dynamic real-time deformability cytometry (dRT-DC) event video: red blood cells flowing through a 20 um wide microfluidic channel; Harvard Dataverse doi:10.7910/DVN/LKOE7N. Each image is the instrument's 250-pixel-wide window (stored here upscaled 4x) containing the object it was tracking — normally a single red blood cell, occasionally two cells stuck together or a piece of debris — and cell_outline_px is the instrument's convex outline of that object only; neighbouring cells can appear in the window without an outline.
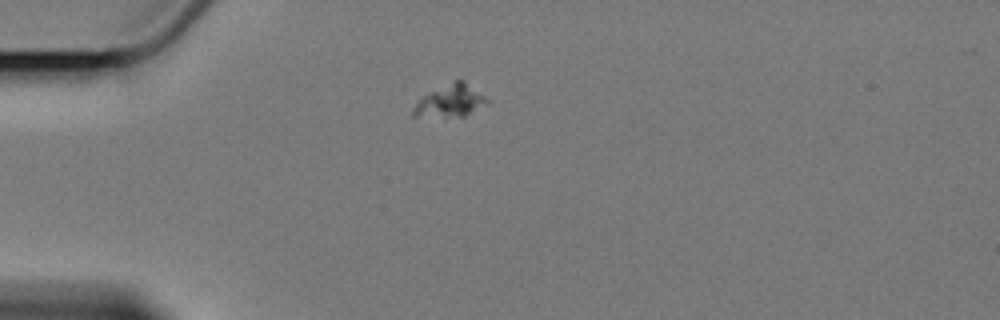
{"species": "Egyptian fruit bat (a non-hibernating species)", "species_latin": "Rousettus aegyptiacus", "temperature_condition": "cold", "stored_images_in_passage": 3, "camera_frame_rate_fps": 3000, "um_per_image_px": 0.085, "animal": {"sex": "female"}, "frame": {"image": 1, "passage_image": 1, "time_ms": 0.0, "image_size_px": [1000, 320], "cell_outline_px": [[492, 104], [464, 116], [412, 116], [412, 108], [424, 96], [456, 80], [464, 80], [492, 100]], "centroid_in_image_um": [38.41, 8.59], "position_along_channel_um": 46.6, "area_um2": 13.81}}
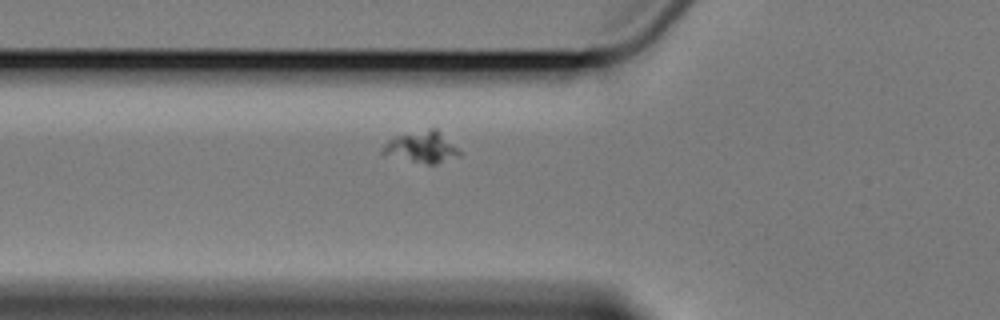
{"frame": {"image": 2, "passage_image": 3, "time_ms": 2.0, "image_size_px": [1000, 320], "cell_outline_px": [[464, 152], [460, 156], [436, 164], [428, 164], [380, 152], [380, 148], [388, 140], [396, 136], [428, 128], [436, 128]], "centroid_in_image_um": [35.93, 12.48], "position_along_channel_um": 89.9, "area_um2": 13.93}}